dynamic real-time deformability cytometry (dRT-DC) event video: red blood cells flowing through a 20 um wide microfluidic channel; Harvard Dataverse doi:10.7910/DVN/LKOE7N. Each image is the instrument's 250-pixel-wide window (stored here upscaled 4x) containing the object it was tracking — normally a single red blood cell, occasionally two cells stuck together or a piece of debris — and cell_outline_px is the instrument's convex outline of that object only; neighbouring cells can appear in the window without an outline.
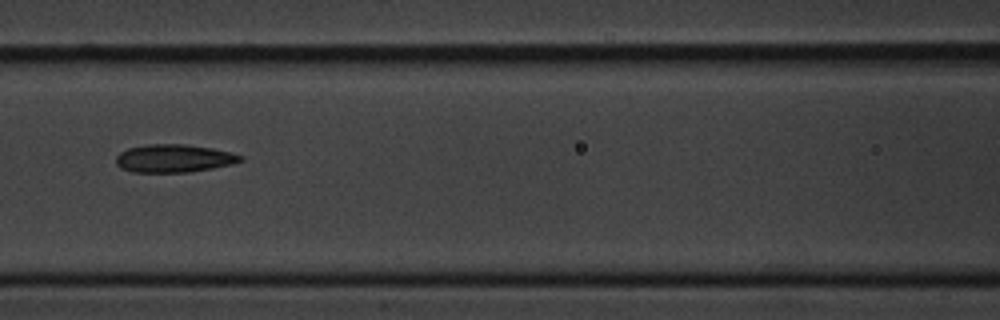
{"species": "common noctule bat (a hibernating species)", "species_latin": "Nyctalus noctula", "temperature_condition": "cold", "stored_images_in_passage": 15, "camera_frame_rate_fps": 3000, "um_per_image_px": 0.085, "animal": {"sex": "male", "body_mass_g": 20.1, "forearm_length_mm": 53.5}, "frame": {"image": 1, "passage_image": 7, "time_ms": 8.0, "image_size_px": [1000, 320], "cell_outline_px": [[244, 160], [232, 164], [212, 168], [188, 172], [132, 172], [120, 168], [116, 164], [116, 156], [120, 152], [128, 148], [148, 144], [184, 144], [212, 148], [232, 152], [244, 156]], "centroid_in_image_um": [14.79, 13.46], "position_along_channel_um": 151.8, "area_um2": 20.4}}
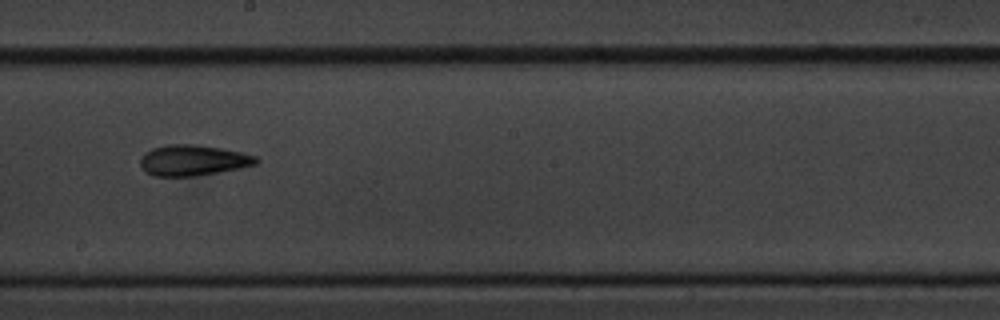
{"frame": {"image": 2, "passage_image": 9, "time_ms": 10.333, "image_size_px": [1000, 320], "cell_outline_px": [[260, 160], [256, 164], [240, 168], [192, 176], [152, 176], [144, 172], [140, 164], [140, 160], [144, 152], [152, 148], [168, 144], [192, 144], [220, 148], [240, 152], [256, 156]], "centroid_in_image_um": [16.36, 13.62], "position_along_channel_um": 231.8, "area_um2": 20.69}}
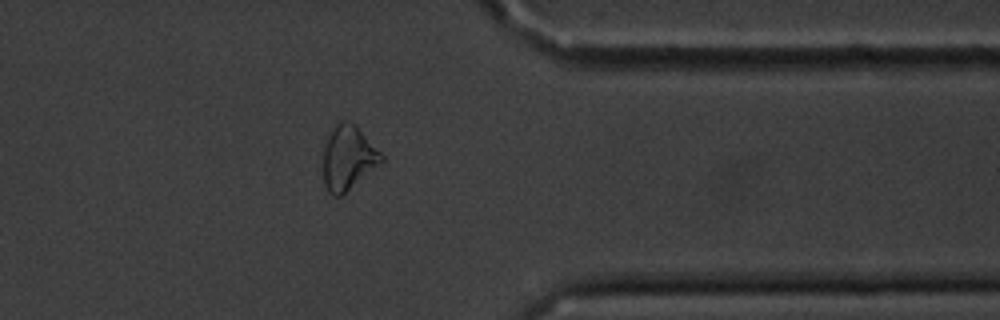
{"frame": {"image": 3, "passage_image": 13, "time_ms": 15.0, "image_size_px": [1000, 320], "cell_outline_px": [[384, 160], [380, 164], [340, 196], [332, 196], [328, 192], [324, 184], [324, 148], [328, 136], [336, 124], [340, 120], [348, 120], [356, 124], [384, 156]], "centroid_in_image_um": [29.6, 13.39], "position_along_channel_um": 381.8, "area_um2": 21.62}, "authors_computed_cell_mechanics": {"area_um2": 20.4034, "velocity_mm_per_s": 3.4316, "shape_relaxation_time_tau1_ms": 6.3112, "shape_relaxation_time_tau2_ms": 3.658, "deformation_change_tau1": 0.115, "deformation_change_tau2": 0.1023}}